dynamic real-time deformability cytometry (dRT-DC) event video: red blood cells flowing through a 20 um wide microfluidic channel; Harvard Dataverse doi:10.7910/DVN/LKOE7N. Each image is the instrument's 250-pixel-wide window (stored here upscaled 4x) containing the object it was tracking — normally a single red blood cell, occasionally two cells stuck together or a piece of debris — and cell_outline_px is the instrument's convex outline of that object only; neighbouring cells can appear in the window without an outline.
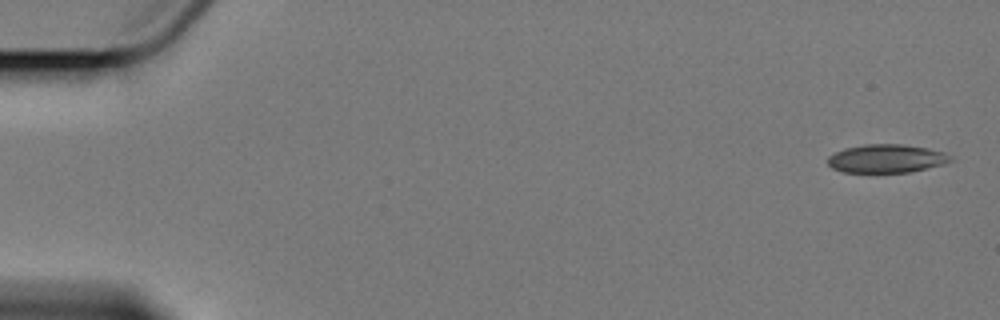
{"species": "Egyptian fruit bat (a non-hibernating species)", "species_latin": "Rousettus aegyptiacus", "temperature_condition": "cold", "stored_images_in_passage": 9, "camera_frame_rate_fps": 3000, "um_per_image_px": 0.085, "animal": {"sex": "female"}, "frame": {"image": 1, "passage_image": 1, "time_ms": 0.0, "image_size_px": [1000, 320], "cell_outline_px": [[952, 160], [944, 164], [908, 172], [840, 172], [832, 168], [828, 164], [828, 156], [844, 148], [864, 144], [904, 144], [928, 148], [944, 152], [952, 156]], "centroid_in_image_um": [75.34, 13.47], "position_along_channel_um": 9.7, "area_um2": 20.35}}
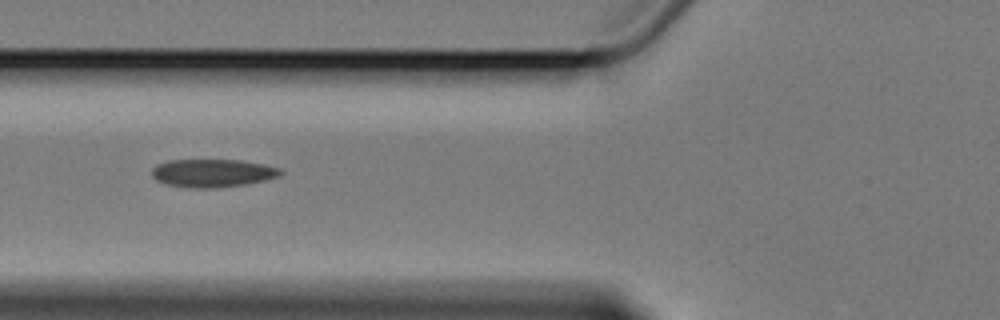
{"frame": {"image": 2, "passage_image": 6, "time_ms": 7.0, "image_size_px": [1000, 320], "cell_outline_px": [[284, 172], [280, 176], [264, 180], [244, 184], [216, 188], [192, 188], [168, 184], [156, 180], [152, 176], [152, 168], [156, 164], [168, 160], [240, 160], [264, 164], [280, 168]], "centroid_in_image_um": [18.07, 14.7], "position_along_channel_um": 107.7, "area_um2": 21.04}}
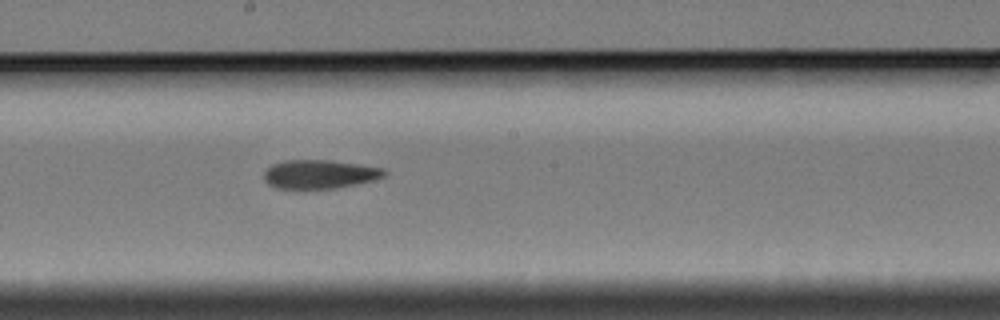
{"frame": {"image": 3, "passage_image": 9, "time_ms": 10.333, "image_size_px": [1000, 320], "cell_outline_px": [[388, 172], [384, 176], [376, 180], [336, 188], [276, 188], [268, 184], [264, 180], [264, 172], [272, 164], [284, 160], [328, 160], [360, 164], [384, 168]], "centroid_in_image_um": [27.19, 14.8], "position_along_channel_um": 221.0, "area_um2": 20.23}}